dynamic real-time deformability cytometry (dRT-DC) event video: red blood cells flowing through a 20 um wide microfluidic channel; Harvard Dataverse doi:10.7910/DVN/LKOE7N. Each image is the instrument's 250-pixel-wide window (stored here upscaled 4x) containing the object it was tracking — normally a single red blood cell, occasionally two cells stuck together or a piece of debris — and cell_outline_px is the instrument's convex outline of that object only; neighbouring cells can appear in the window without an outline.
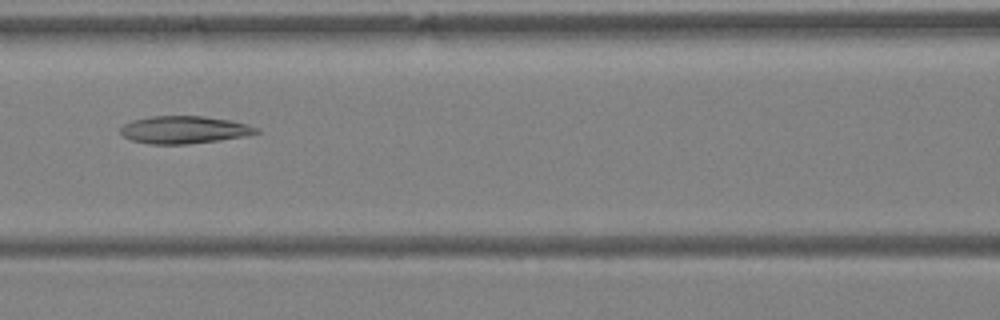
{"species": "Egyptian fruit bat (a non-hibernating species)", "species_latin": "Rousettus aegyptiacus", "temperature_condition": "warm", "stored_images_in_passage": 34, "camera_frame_rate_fps": 3000, "um_per_image_px": 0.085, "animal": {"sex": "female"}, "frame": {"image": 1, "passage_image": 10, "time_ms": 3.0, "image_size_px": [1000, 320], "cell_outline_px": [[260, 132], [244, 136], [188, 144], [148, 144], [132, 140], [124, 136], [120, 132], [120, 128], [124, 124], [132, 120], [152, 116], [204, 116], [228, 120], [248, 124], [260, 128]], "centroid_in_image_um": [15.65, 11.03], "position_along_channel_um": 151.0, "area_um2": 21.68}}
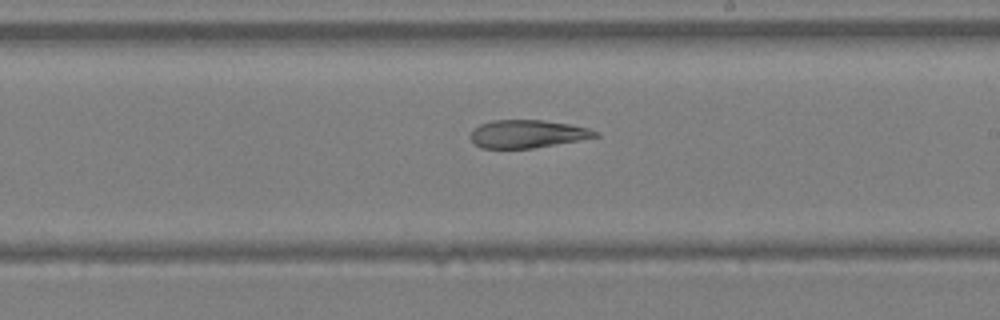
{"frame": {"image": 2, "passage_image": 16, "time_ms": 5.0, "image_size_px": [1000, 320], "cell_outline_px": [[600, 136], [532, 148], [480, 148], [472, 140], [472, 132], [480, 124], [492, 120], [540, 120], [568, 124], [588, 128], [596, 132]], "centroid_in_image_um": [44.81, 11.38], "position_along_channel_um": 244.2, "area_um2": 19.83}}
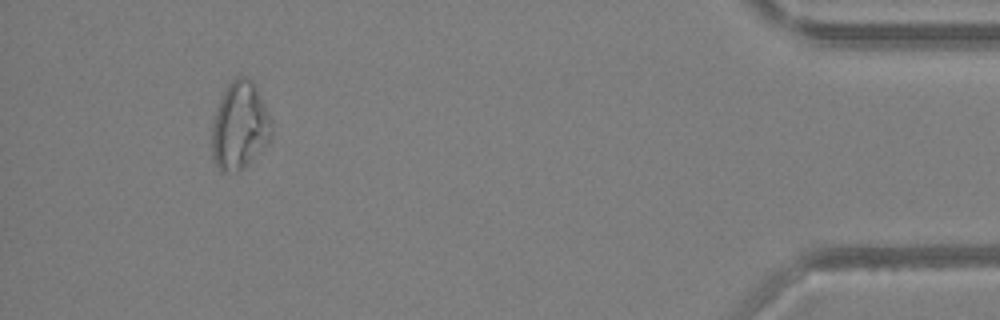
{"frame": {"image": 3, "passage_image": 31, "time_ms": 10.0, "image_size_px": [1000, 320], "cell_outline_px": [[272, 136], [248, 164], [240, 172], [220, 172], [212, 160], [212, 128], [216, 108], [228, 84], [236, 76], [248, 76], [252, 80], [272, 120]], "centroid_in_image_um": [20.36, 10.72], "position_along_channel_um": 414.8, "area_um2": 30.52}, "authors_computed_cell_mechanics": {"area_um2": 23.409, "velocity_mm_per_s": 4.6755, "shape_relaxation_time_tau1_ms": null, "shape_relaxation_time_tau2_ms": 4.3607, "deformation_change_tau1": null, "deformation_change_tau2": 0.1405}}